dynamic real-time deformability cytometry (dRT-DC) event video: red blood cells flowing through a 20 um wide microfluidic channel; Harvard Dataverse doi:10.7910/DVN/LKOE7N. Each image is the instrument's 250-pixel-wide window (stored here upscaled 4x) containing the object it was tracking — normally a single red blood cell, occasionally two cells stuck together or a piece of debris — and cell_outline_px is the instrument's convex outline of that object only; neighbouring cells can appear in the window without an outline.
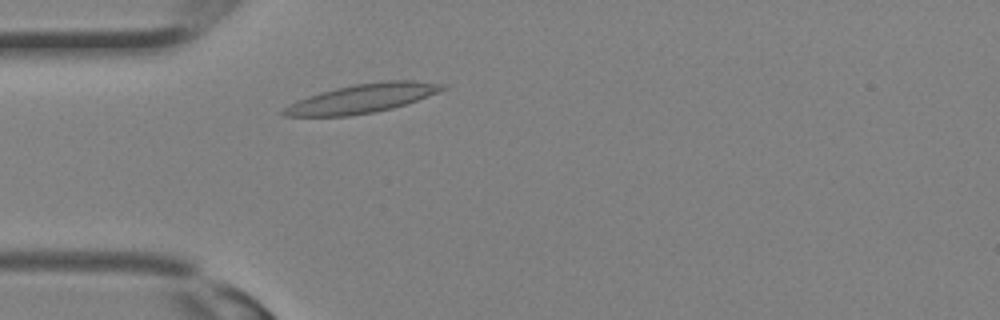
{"species": "Egyptian fruit bat (a non-hibernating species)", "species_latin": "Rousettus aegyptiacus", "temperature_condition": "room temperature", "stored_images_in_passage": 19, "camera_frame_rate_fps": 3000, "um_per_image_px": 0.085, "animal": {"sex": "female"}, "frame": {"image": 1, "passage_image": 5, "time_ms": 1.333, "image_size_px": [1000, 320], "cell_outline_px": [[448, 88], [440, 92], [392, 108], [376, 112], [348, 116], [284, 116], [280, 112], [288, 104], [296, 100], [320, 92], [336, 88], [356, 84], [384, 80], [412, 80], [444, 84]], "centroid_in_image_um": [30.78, 8.36], "position_along_channel_um": 54.2, "area_um2": 26.76}}
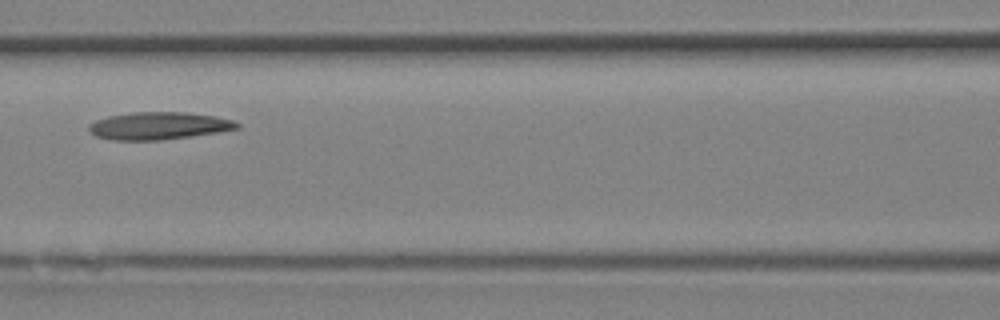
{"frame": {"image": 2, "passage_image": 10, "time_ms": 3.0, "image_size_px": [1000, 320], "cell_outline_px": [[240, 128], [216, 132], [160, 140], [112, 140], [96, 136], [88, 132], [88, 124], [96, 120], [108, 116], [132, 112], [184, 112], [216, 116], [232, 120], [240, 124]], "centroid_in_image_um": [13.44, 10.69], "position_along_channel_um": 153.2, "area_um2": 23.64}}
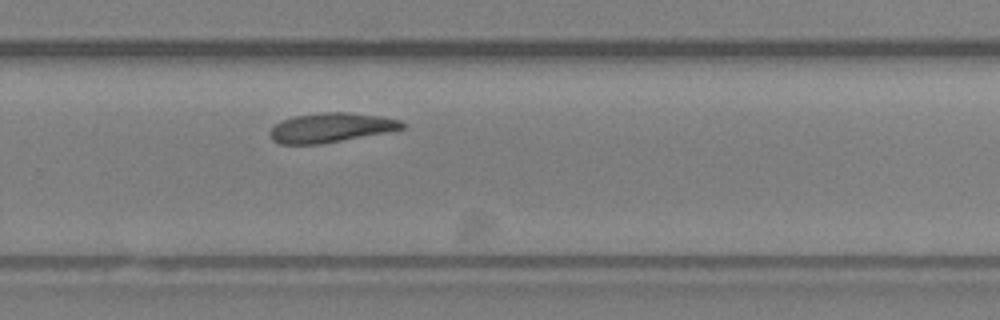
{"frame": {"image": 3, "passage_image": 17, "time_ms": 5.333, "image_size_px": [1000, 320], "cell_outline_px": [[404, 128], [388, 132], [320, 144], [280, 144], [272, 140], [268, 132], [276, 124], [292, 116], [320, 112], [348, 112], [384, 116], [400, 120], [404, 124]], "centroid_in_image_um": [28.13, 10.84], "position_along_channel_um": 301.7, "area_um2": 22.77}}